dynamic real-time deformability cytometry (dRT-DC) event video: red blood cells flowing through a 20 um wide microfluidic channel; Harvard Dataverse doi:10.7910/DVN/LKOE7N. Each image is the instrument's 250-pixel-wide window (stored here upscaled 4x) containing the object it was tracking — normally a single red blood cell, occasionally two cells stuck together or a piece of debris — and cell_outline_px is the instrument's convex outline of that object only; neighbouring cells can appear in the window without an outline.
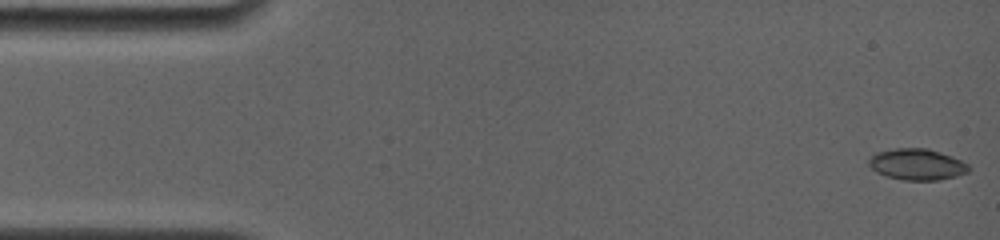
{"species": "common noctule bat (a hibernating species)", "species_latin": "Nyctalus noctula", "temperature_condition": "room temperature", "stored_images_in_passage": 22, "camera_frame_rate_fps": 4000, "um_per_image_px": 0.085, "animal": {"sex": "female", "body_mass_g": 19.0, "forearm_length_mm": 56.7}, "frame": {"image": 1, "passage_image": 1, "time_ms": 0.0, "image_size_px": [1000, 240], "cell_outline_px": [[968, 172], [956, 176], [940, 180], [904, 180], [888, 176], [876, 172], [868, 164], [868, 160], [876, 152], [896, 148], [928, 148], [952, 156], [968, 164]], "centroid_in_image_um": [77.94, 13.97], "position_along_channel_um": 7.1, "area_um2": 18.09}}
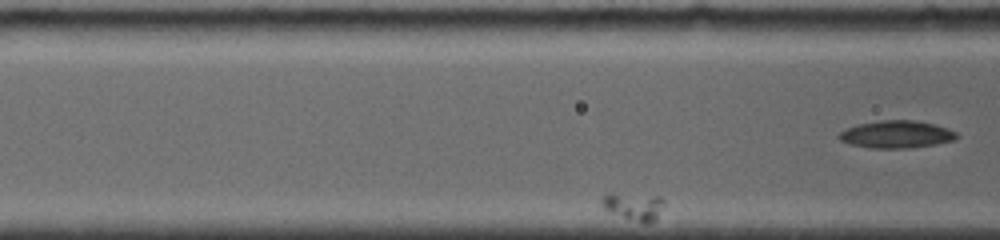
{"frame": {"image": 2, "passage_image": 13, "time_ms": 5.5, "image_size_px": [1000, 240], "cell_outline_px": [[664, 204], [656, 220], [648, 224], [644, 224], [612, 212], [604, 208], [600, 204], [600, 200], [608, 192], [612, 192], [660, 196], [664, 200]], "centroid_in_image_um": [53.88, 17.51], "position_along_channel_um": 112.7, "area_um2": 10.17}}